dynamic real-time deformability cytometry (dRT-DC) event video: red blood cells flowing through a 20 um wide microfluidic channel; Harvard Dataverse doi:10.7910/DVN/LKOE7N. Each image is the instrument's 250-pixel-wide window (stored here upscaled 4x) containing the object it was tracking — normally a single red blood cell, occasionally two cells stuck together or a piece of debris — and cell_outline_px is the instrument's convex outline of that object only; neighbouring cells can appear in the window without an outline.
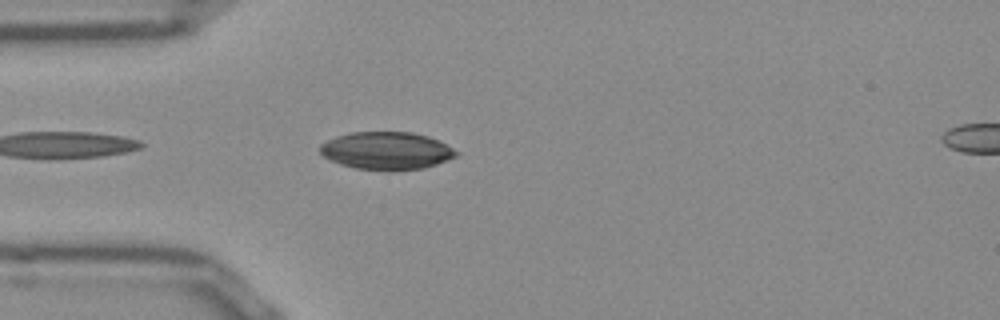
{"species": "Egyptian fruit bat (a non-hibernating species)", "species_latin": "Rousettus aegyptiacus", "temperature_condition": "room temperature", "stored_images_in_passage": 18, "camera_frame_rate_fps": 3000, "um_per_image_px": 0.085, "frame": {"image": 1, "passage_image": 3, "time_ms": 0.667, "image_size_px": [1000, 320], "cell_outline_px": [[460, 152], [456, 156], [448, 160], [424, 168], [356, 168], [340, 164], [328, 160], [320, 152], [320, 144], [336, 136], [352, 132], [412, 132], [428, 136]], "centroid_in_image_um": [32.83, 12.78], "position_along_channel_um": 52.2, "area_um2": 29.13}}
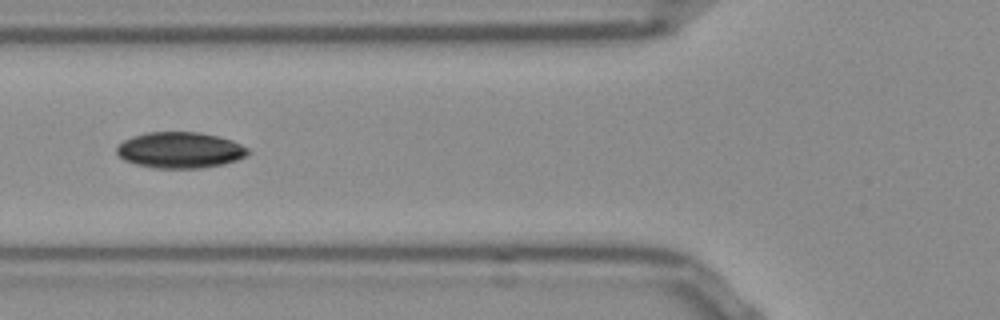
{"frame": {"image": 2, "passage_image": 8, "time_ms": 2.333, "image_size_px": [1000, 320], "cell_outline_px": [[252, 152], [248, 156], [224, 164], [204, 168], [152, 168], [136, 164], [124, 160], [116, 152], [116, 148], [124, 140], [132, 136], [148, 132], [200, 132], [232, 140], [248, 148]], "centroid_in_image_um": [15.33, 12.76], "position_along_channel_um": 110.5, "area_um2": 27.74}}
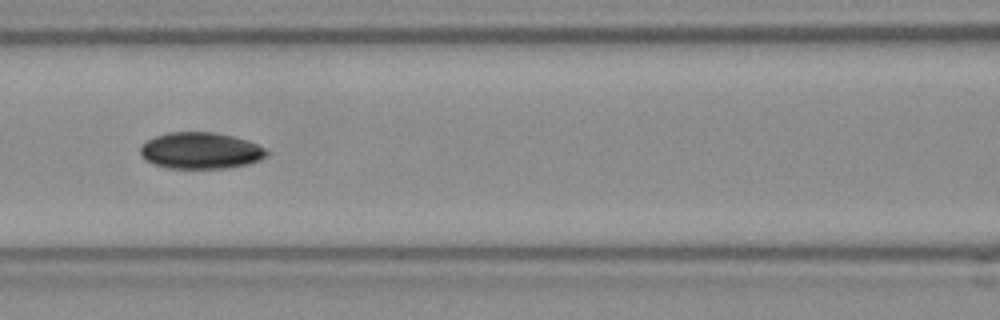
{"frame": {"image": 3, "passage_image": 11, "time_ms": 3.333, "image_size_px": [1000, 320], "cell_outline_px": [[268, 156], [260, 160], [248, 164], [228, 168], [164, 168], [152, 164], [144, 160], [140, 156], [140, 144], [156, 136], [168, 132], [216, 132], [248, 140], [264, 148], [268, 152]], "centroid_in_image_um": [17.02, 12.81], "position_along_channel_um": 149.6, "area_um2": 27.17}}